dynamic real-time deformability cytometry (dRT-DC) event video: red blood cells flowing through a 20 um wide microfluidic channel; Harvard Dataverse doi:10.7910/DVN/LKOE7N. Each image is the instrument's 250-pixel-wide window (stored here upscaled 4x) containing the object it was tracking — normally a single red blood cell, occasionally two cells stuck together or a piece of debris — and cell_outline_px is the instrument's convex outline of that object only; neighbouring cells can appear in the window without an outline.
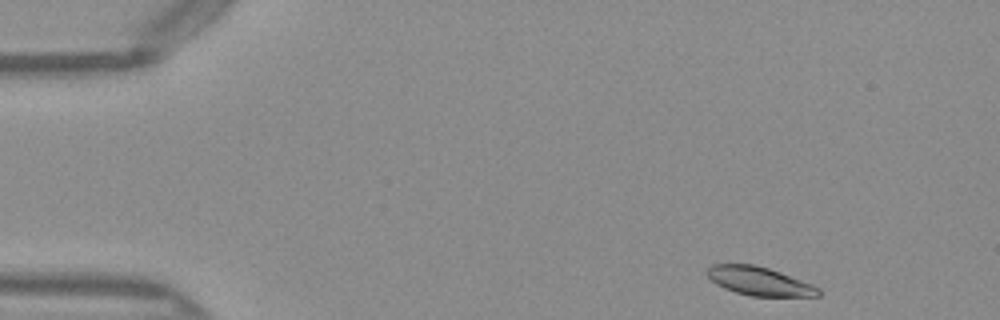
{"species": "Egyptian fruit bat (a non-hibernating species)", "species_latin": "Rousettus aegyptiacus", "temperature_condition": "warm", "stored_images_in_passage": 24, "camera_frame_rate_fps": 3000, "um_per_image_px": 0.085, "frame": {"image": 1, "passage_image": 1, "time_ms": 0.0, "image_size_px": [1000, 320], "cell_outline_px": [[820, 296], [752, 296], [736, 292], [724, 288], [716, 284], [708, 276], [708, 268], [712, 264], [756, 264], [780, 272], [812, 284], [820, 288]], "centroid_in_image_um": [64.56, 23.89], "position_along_channel_um": 20.4, "area_um2": 18.38}}
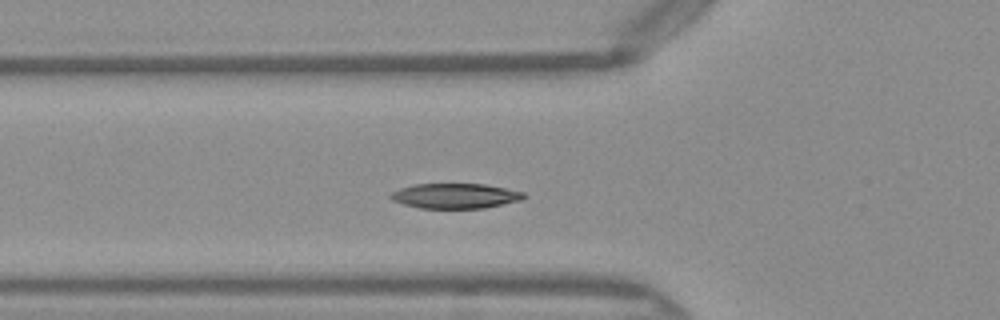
{"frame": {"image": 2, "passage_image": 13, "time_ms": 4.0, "image_size_px": [1000, 320], "cell_outline_px": [[528, 196], [524, 200], [484, 208], [420, 208], [404, 204], [392, 200], [388, 196], [392, 192], [400, 188], [416, 184], [484, 184], [524, 192]], "centroid_in_image_um": [38.73, 16.65], "position_along_channel_um": 87.1, "area_um2": 19.48}}
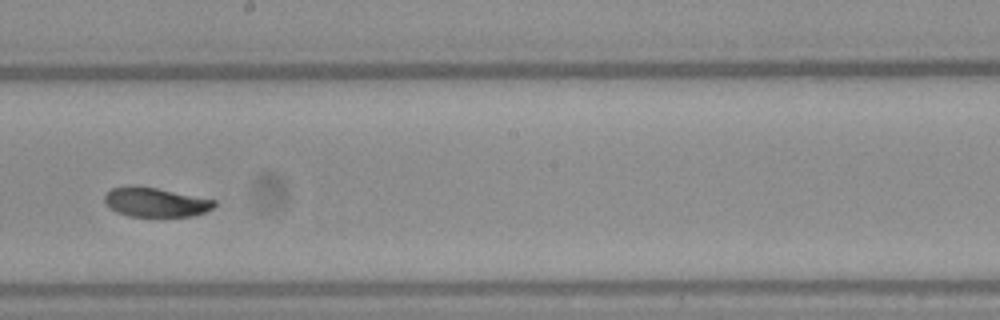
{"frame": {"image": 3, "passage_image": 24, "time_ms": 7.667, "image_size_px": [1000, 320], "cell_outline_px": [[216, 204], [212, 208], [204, 212], [192, 216], [128, 216], [116, 212], [104, 200], [104, 196], [112, 188], [128, 184], [136, 184], [216, 200]], "centroid_in_image_um": [13.19, 17.17], "position_along_channel_um": 235.0, "area_um2": 18.73}}